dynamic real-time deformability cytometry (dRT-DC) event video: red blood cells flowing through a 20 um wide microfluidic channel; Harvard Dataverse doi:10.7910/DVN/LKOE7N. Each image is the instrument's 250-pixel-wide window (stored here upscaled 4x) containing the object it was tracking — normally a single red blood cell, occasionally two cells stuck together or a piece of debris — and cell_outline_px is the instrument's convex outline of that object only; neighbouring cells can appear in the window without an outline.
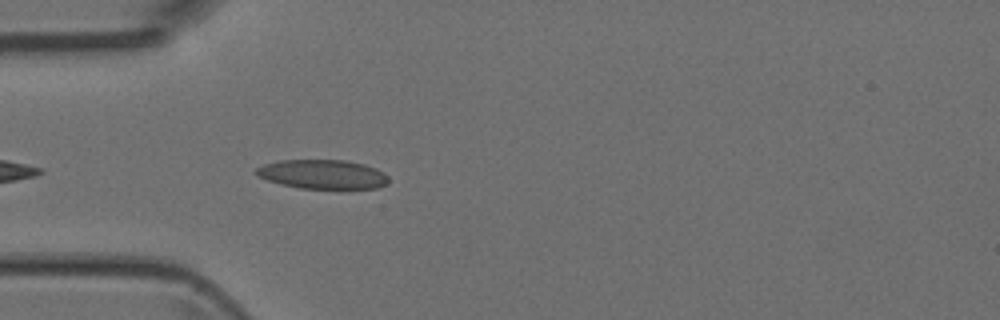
{"species": "Egyptian fruit bat (a non-hibernating species)", "species_latin": "Rousettus aegyptiacus", "temperature_condition": "room temperature", "stored_images_in_passage": 25, "camera_frame_rate_fps": 3000, "um_per_image_px": 0.085, "animal": {"sex": "female"}, "frame": {"image": 1, "passage_image": 3, "time_ms": 0.667, "image_size_px": [1000, 320], "cell_outline_px": [[388, 184], [376, 188], [300, 188], [280, 184], [256, 176], [252, 172], [256, 168], [264, 164], [280, 160], [344, 160], [364, 164], [376, 168], [384, 172], [388, 176]], "centroid_in_image_um": [27.4, 14.81], "position_along_channel_um": 57.6, "area_um2": 22.6}}
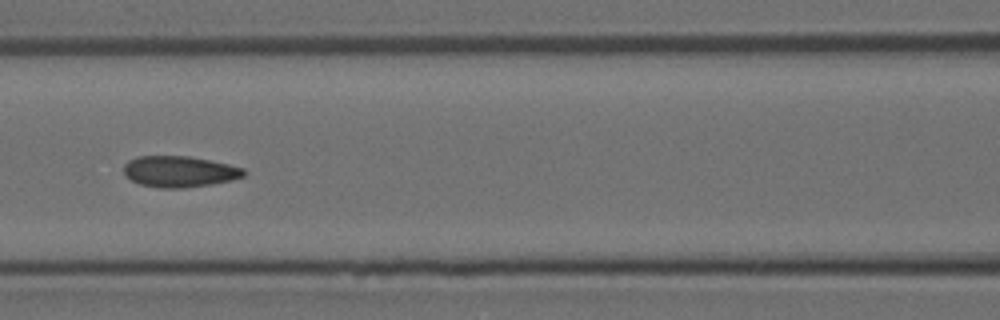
{"frame": {"image": 2, "passage_image": 10, "time_ms": 3.0, "image_size_px": [1000, 320], "cell_outline_px": [[248, 172], [244, 176], [232, 180], [208, 184], [180, 188], [160, 188], [140, 184], [132, 180], [124, 172], [124, 164], [128, 160], [136, 156], [188, 156], [228, 164], [244, 168]], "centroid_in_image_um": [15.25, 14.57], "position_along_channel_um": 151.3, "area_um2": 21.62}}
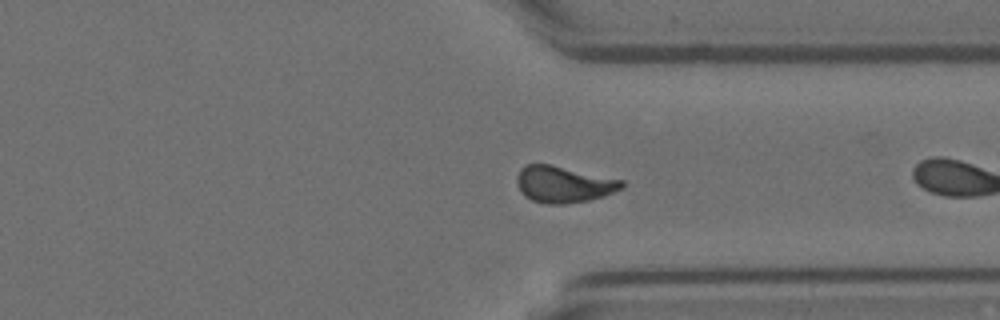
{"frame": {"image": 3, "passage_image": 23, "time_ms": 7.333, "image_size_px": [1000, 320], "cell_outline_px": [[624, 188], [604, 196], [588, 200], [564, 204], [548, 204], [532, 200], [524, 196], [520, 192], [516, 180], [516, 176], [520, 168], [524, 164], [548, 164], [624, 180]], "centroid_in_image_um": [47.89, 15.67], "position_along_channel_um": 363.5, "area_um2": 22.37}}